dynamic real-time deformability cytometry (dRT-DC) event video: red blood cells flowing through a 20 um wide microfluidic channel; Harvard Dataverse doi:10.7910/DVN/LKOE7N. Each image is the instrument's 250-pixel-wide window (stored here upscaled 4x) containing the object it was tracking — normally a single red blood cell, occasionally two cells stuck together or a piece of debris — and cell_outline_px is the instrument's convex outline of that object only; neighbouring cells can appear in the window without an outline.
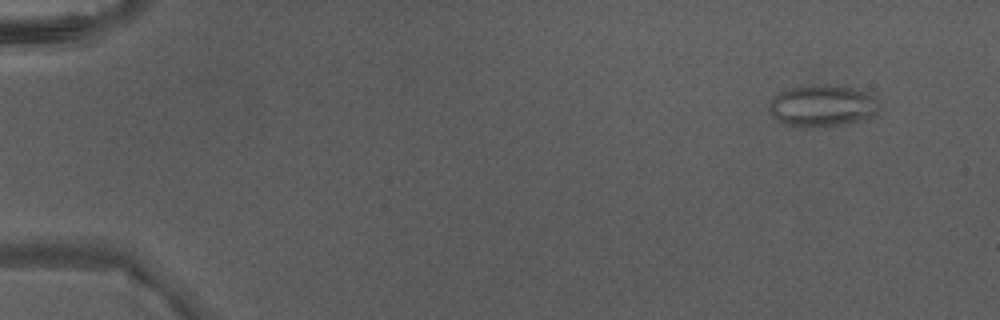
{"species": "Egyptian fruit bat (a non-hibernating species)", "species_latin": "Rousettus aegyptiacus", "temperature_condition": "warm", "stored_images_in_passage": 6, "camera_frame_rate_fps": 3000, "um_per_image_px": 0.085, "animal": {"sex": "male"}, "frame": {"image": 1, "passage_image": 2, "time_ms": 0.333, "image_size_px": [1000, 320], "cell_outline_px": [[880, 108], [872, 116], [860, 120], [844, 124], [808, 128], [804, 128], [780, 124], [768, 112], [768, 104], [772, 96], [776, 92], [788, 88], [812, 84], [828, 84], [852, 88], [868, 92], [876, 96], [880, 100]], "centroid_in_image_um": [69.85, 8.98], "position_along_channel_um": 15.2, "area_um2": 27.74}}